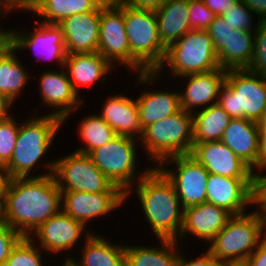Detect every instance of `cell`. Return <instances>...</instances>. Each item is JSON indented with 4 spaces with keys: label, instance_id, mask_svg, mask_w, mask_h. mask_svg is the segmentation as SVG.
Instances as JSON below:
<instances>
[{
    "label": "cell",
    "instance_id": "obj_14",
    "mask_svg": "<svg viewBox=\"0 0 266 266\" xmlns=\"http://www.w3.org/2000/svg\"><path fill=\"white\" fill-rule=\"evenodd\" d=\"M36 23H38V26L35 27L33 32H26L28 30L18 31L14 27L10 44L17 51L23 48H30L33 52L39 53L40 58L42 56V59L46 61H56L62 69L67 56L62 28L58 24L44 23L41 21H37Z\"/></svg>",
    "mask_w": 266,
    "mask_h": 266
},
{
    "label": "cell",
    "instance_id": "obj_49",
    "mask_svg": "<svg viewBox=\"0 0 266 266\" xmlns=\"http://www.w3.org/2000/svg\"><path fill=\"white\" fill-rule=\"evenodd\" d=\"M12 177L3 165H0V199H6L7 190Z\"/></svg>",
    "mask_w": 266,
    "mask_h": 266
},
{
    "label": "cell",
    "instance_id": "obj_25",
    "mask_svg": "<svg viewBox=\"0 0 266 266\" xmlns=\"http://www.w3.org/2000/svg\"><path fill=\"white\" fill-rule=\"evenodd\" d=\"M188 12L189 0H167L155 11L159 38L166 48L192 30Z\"/></svg>",
    "mask_w": 266,
    "mask_h": 266
},
{
    "label": "cell",
    "instance_id": "obj_39",
    "mask_svg": "<svg viewBox=\"0 0 266 266\" xmlns=\"http://www.w3.org/2000/svg\"><path fill=\"white\" fill-rule=\"evenodd\" d=\"M206 31L211 36L216 54L218 55L226 47L235 29L227 24L221 16H216Z\"/></svg>",
    "mask_w": 266,
    "mask_h": 266
},
{
    "label": "cell",
    "instance_id": "obj_51",
    "mask_svg": "<svg viewBox=\"0 0 266 266\" xmlns=\"http://www.w3.org/2000/svg\"><path fill=\"white\" fill-rule=\"evenodd\" d=\"M12 104L0 96V124L4 122L11 114L9 109H11Z\"/></svg>",
    "mask_w": 266,
    "mask_h": 266
},
{
    "label": "cell",
    "instance_id": "obj_32",
    "mask_svg": "<svg viewBox=\"0 0 266 266\" xmlns=\"http://www.w3.org/2000/svg\"><path fill=\"white\" fill-rule=\"evenodd\" d=\"M102 3L101 0H39L34 14L38 17L40 16V18L42 17L38 21L58 24L63 19L74 14L92 12Z\"/></svg>",
    "mask_w": 266,
    "mask_h": 266
},
{
    "label": "cell",
    "instance_id": "obj_10",
    "mask_svg": "<svg viewBox=\"0 0 266 266\" xmlns=\"http://www.w3.org/2000/svg\"><path fill=\"white\" fill-rule=\"evenodd\" d=\"M54 161L53 176L60 191L124 192L108 179L88 154L73 151Z\"/></svg>",
    "mask_w": 266,
    "mask_h": 266
},
{
    "label": "cell",
    "instance_id": "obj_54",
    "mask_svg": "<svg viewBox=\"0 0 266 266\" xmlns=\"http://www.w3.org/2000/svg\"><path fill=\"white\" fill-rule=\"evenodd\" d=\"M5 199H0V220H3Z\"/></svg>",
    "mask_w": 266,
    "mask_h": 266
},
{
    "label": "cell",
    "instance_id": "obj_12",
    "mask_svg": "<svg viewBox=\"0 0 266 266\" xmlns=\"http://www.w3.org/2000/svg\"><path fill=\"white\" fill-rule=\"evenodd\" d=\"M98 52L112 65L130 69V47L124 21V3L101 4ZM115 62V63H114Z\"/></svg>",
    "mask_w": 266,
    "mask_h": 266
},
{
    "label": "cell",
    "instance_id": "obj_24",
    "mask_svg": "<svg viewBox=\"0 0 266 266\" xmlns=\"http://www.w3.org/2000/svg\"><path fill=\"white\" fill-rule=\"evenodd\" d=\"M63 68L67 69L68 78L79 95V85L87 87L95 84L97 80L103 84L113 66L99 52H96L67 54Z\"/></svg>",
    "mask_w": 266,
    "mask_h": 266
},
{
    "label": "cell",
    "instance_id": "obj_29",
    "mask_svg": "<svg viewBox=\"0 0 266 266\" xmlns=\"http://www.w3.org/2000/svg\"><path fill=\"white\" fill-rule=\"evenodd\" d=\"M158 240L160 245L156 247L125 245V263L128 266H177L180 243L170 239Z\"/></svg>",
    "mask_w": 266,
    "mask_h": 266
},
{
    "label": "cell",
    "instance_id": "obj_16",
    "mask_svg": "<svg viewBox=\"0 0 266 266\" xmlns=\"http://www.w3.org/2000/svg\"><path fill=\"white\" fill-rule=\"evenodd\" d=\"M39 89L42 102L52 110L49 115L59 118L63 123L71 112L80 108L84 100L74 90L67 72L47 71L39 76Z\"/></svg>",
    "mask_w": 266,
    "mask_h": 266
},
{
    "label": "cell",
    "instance_id": "obj_22",
    "mask_svg": "<svg viewBox=\"0 0 266 266\" xmlns=\"http://www.w3.org/2000/svg\"><path fill=\"white\" fill-rule=\"evenodd\" d=\"M221 141L252 170L258 169L259 123L246 118H232Z\"/></svg>",
    "mask_w": 266,
    "mask_h": 266
},
{
    "label": "cell",
    "instance_id": "obj_13",
    "mask_svg": "<svg viewBox=\"0 0 266 266\" xmlns=\"http://www.w3.org/2000/svg\"><path fill=\"white\" fill-rule=\"evenodd\" d=\"M86 230V226L82 222L60 210L41 224L29 238L34 242L36 241L37 244L39 242L38 246L40 245L39 247L43 251L58 254L67 250L70 252L78 244L79 238L81 240L82 235L87 238L92 234V231Z\"/></svg>",
    "mask_w": 266,
    "mask_h": 266
},
{
    "label": "cell",
    "instance_id": "obj_18",
    "mask_svg": "<svg viewBox=\"0 0 266 266\" xmlns=\"http://www.w3.org/2000/svg\"><path fill=\"white\" fill-rule=\"evenodd\" d=\"M101 5L92 12L63 19L62 28L67 54L96 53L99 46Z\"/></svg>",
    "mask_w": 266,
    "mask_h": 266
},
{
    "label": "cell",
    "instance_id": "obj_48",
    "mask_svg": "<svg viewBox=\"0 0 266 266\" xmlns=\"http://www.w3.org/2000/svg\"><path fill=\"white\" fill-rule=\"evenodd\" d=\"M5 2L12 11L20 9L32 12V14L36 11L39 4V0H5Z\"/></svg>",
    "mask_w": 266,
    "mask_h": 266
},
{
    "label": "cell",
    "instance_id": "obj_34",
    "mask_svg": "<svg viewBox=\"0 0 266 266\" xmlns=\"http://www.w3.org/2000/svg\"><path fill=\"white\" fill-rule=\"evenodd\" d=\"M35 243L23 236L12 249L4 266H43V250Z\"/></svg>",
    "mask_w": 266,
    "mask_h": 266
},
{
    "label": "cell",
    "instance_id": "obj_6",
    "mask_svg": "<svg viewBox=\"0 0 266 266\" xmlns=\"http://www.w3.org/2000/svg\"><path fill=\"white\" fill-rule=\"evenodd\" d=\"M62 125L59 118L49 114L21 122L12 158L4 166L8 174L12 178L31 177L32 169L47 153Z\"/></svg>",
    "mask_w": 266,
    "mask_h": 266
},
{
    "label": "cell",
    "instance_id": "obj_5",
    "mask_svg": "<svg viewBox=\"0 0 266 266\" xmlns=\"http://www.w3.org/2000/svg\"><path fill=\"white\" fill-rule=\"evenodd\" d=\"M217 104L231 118L259 123L266 114V78L248 69L227 70Z\"/></svg>",
    "mask_w": 266,
    "mask_h": 266
},
{
    "label": "cell",
    "instance_id": "obj_23",
    "mask_svg": "<svg viewBox=\"0 0 266 266\" xmlns=\"http://www.w3.org/2000/svg\"><path fill=\"white\" fill-rule=\"evenodd\" d=\"M102 119L117 135L141 139L143 130L140 125L136 100L125 95L109 96L102 102Z\"/></svg>",
    "mask_w": 266,
    "mask_h": 266
},
{
    "label": "cell",
    "instance_id": "obj_17",
    "mask_svg": "<svg viewBox=\"0 0 266 266\" xmlns=\"http://www.w3.org/2000/svg\"><path fill=\"white\" fill-rule=\"evenodd\" d=\"M189 155L211 174L252 178L253 170L222 141L193 143Z\"/></svg>",
    "mask_w": 266,
    "mask_h": 266
},
{
    "label": "cell",
    "instance_id": "obj_21",
    "mask_svg": "<svg viewBox=\"0 0 266 266\" xmlns=\"http://www.w3.org/2000/svg\"><path fill=\"white\" fill-rule=\"evenodd\" d=\"M226 73V70L218 68L208 72L181 76L179 79L186 78L185 80H188L184 92L180 91L181 109L193 113L196 111L194 110L196 107L201 109L202 106L207 108L216 104L220 88L225 82Z\"/></svg>",
    "mask_w": 266,
    "mask_h": 266
},
{
    "label": "cell",
    "instance_id": "obj_43",
    "mask_svg": "<svg viewBox=\"0 0 266 266\" xmlns=\"http://www.w3.org/2000/svg\"><path fill=\"white\" fill-rule=\"evenodd\" d=\"M266 170V121L259 122L258 171Z\"/></svg>",
    "mask_w": 266,
    "mask_h": 266
},
{
    "label": "cell",
    "instance_id": "obj_26",
    "mask_svg": "<svg viewBox=\"0 0 266 266\" xmlns=\"http://www.w3.org/2000/svg\"><path fill=\"white\" fill-rule=\"evenodd\" d=\"M136 104L142 130L148 125L181 110L180 92L148 90L137 97Z\"/></svg>",
    "mask_w": 266,
    "mask_h": 266
},
{
    "label": "cell",
    "instance_id": "obj_33",
    "mask_svg": "<svg viewBox=\"0 0 266 266\" xmlns=\"http://www.w3.org/2000/svg\"><path fill=\"white\" fill-rule=\"evenodd\" d=\"M78 127L79 138L86 146H81L76 151L84 154H89L92 150L112 141L117 136L99 114H88L80 121Z\"/></svg>",
    "mask_w": 266,
    "mask_h": 266
},
{
    "label": "cell",
    "instance_id": "obj_50",
    "mask_svg": "<svg viewBox=\"0 0 266 266\" xmlns=\"http://www.w3.org/2000/svg\"><path fill=\"white\" fill-rule=\"evenodd\" d=\"M2 10L5 12H2ZM11 12V9L8 7V5L6 4L5 0H0V16L1 13H4L5 15L6 12ZM0 21H1V17H0ZM2 28L0 27V36L4 37L8 42H10L12 34H13V29H9V30H1Z\"/></svg>",
    "mask_w": 266,
    "mask_h": 266
},
{
    "label": "cell",
    "instance_id": "obj_27",
    "mask_svg": "<svg viewBox=\"0 0 266 266\" xmlns=\"http://www.w3.org/2000/svg\"><path fill=\"white\" fill-rule=\"evenodd\" d=\"M83 254L80 262L74 258H67L75 266H124L125 265V245L113 244L92 232L84 238ZM77 261V262H76Z\"/></svg>",
    "mask_w": 266,
    "mask_h": 266
},
{
    "label": "cell",
    "instance_id": "obj_57",
    "mask_svg": "<svg viewBox=\"0 0 266 266\" xmlns=\"http://www.w3.org/2000/svg\"><path fill=\"white\" fill-rule=\"evenodd\" d=\"M63 266H75L70 260H65Z\"/></svg>",
    "mask_w": 266,
    "mask_h": 266
},
{
    "label": "cell",
    "instance_id": "obj_31",
    "mask_svg": "<svg viewBox=\"0 0 266 266\" xmlns=\"http://www.w3.org/2000/svg\"><path fill=\"white\" fill-rule=\"evenodd\" d=\"M255 31L235 30L226 47L217 55L221 69H248L254 51Z\"/></svg>",
    "mask_w": 266,
    "mask_h": 266
},
{
    "label": "cell",
    "instance_id": "obj_1",
    "mask_svg": "<svg viewBox=\"0 0 266 266\" xmlns=\"http://www.w3.org/2000/svg\"><path fill=\"white\" fill-rule=\"evenodd\" d=\"M44 165L48 172L12 178L7 190L3 220L22 236H31L61 210V191L53 176L55 161Z\"/></svg>",
    "mask_w": 266,
    "mask_h": 266
},
{
    "label": "cell",
    "instance_id": "obj_38",
    "mask_svg": "<svg viewBox=\"0 0 266 266\" xmlns=\"http://www.w3.org/2000/svg\"><path fill=\"white\" fill-rule=\"evenodd\" d=\"M188 16L192 30H206L216 17L202 0H189Z\"/></svg>",
    "mask_w": 266,
    "mask_h": 266
},
{
    "label": "cell",
    "instance_id": "obj_55",
    "mask_svg": "<svg viewBox=\"0 0 266 266\" xmlns=\"http://www.w3.org/2000/svg\"><path fill=\"white\" fill-rule=\"evenodd\" d=\"M105 4L124 3L126 0H101Z\"/></svg>",
    "mask_w": 266,
    "mask_h": 266
},
{
    "label": "cell",
    "instance_id": "obj_11",
    "mask_svg": "<svg viewBox=\"0 0 266 266\" xmlns=\"http://www.w3.org/2000/svg\"><path fill=\"white\" fill-rule=\"evenodd\" d=\"M169 163L175 164V169L170 170L169 166L164 165ZM156 167L173 184L182 208L186 209L206 202L207 180L210 173L192 156H173Z\"/></svg>",
    "mask_w": 266,
    "mask_h": 266
},
{
    "label": "cell",
    "instance_id": "obj_44",
    "mask_svg": "<svg viewBox=\"0 0 266 266\" xmlns=\"http://www.w3.org/2000/svg\"><path fill=\"white\" fill-rule=\"evenodd\" d=\"M166 2L167 0H126L124 3L136 9L156 11Z\"/></svg>",
    "mask_w": 266,
    "mask_h": 266
},
{
    "label": "cell",
    "instance_id": "obj_9",
    "mask_svg": "<svg viewBox=\"0 0 266 266\" xmlns=\"http://www.w3.org/2000/svg\"><path fill=\"white\" fill-rule=\"evenodd\" d=\"M136 142L138 141L135 138L117 135L112 141L88 154L108 179L126 193V198L130 197L132 185L151 169H143L142 173L137 174Z\"/></svg>",
    "mask_w": 266,
    "mask_h": 266
},
{
    "label": "cell",
    "instance_id": "obj_2",
    "mask_svg": "<svg viewBox=\"0 0 266 266\" xmlns=\"http://www.w3.org/2000/svg\"><path fill=\"white\" fill-rule=\"evenodd\" d=\"M133 188H136L141 210L155 237L177 240L183 225L184 208L173 184L155 165Z\"/></svg>",
    "mask_w": 266,
    "mask_h": 266
},
{
    "label": "cell",
    "instance_id": "obj_15",
    "mask_svg": "<svg viewBox=\"0 0 266 266\" xmlns=\"http://www.w3.org/2000/svg\"><path fill=\"white\" fill-rule=\"evenodd\" d=\"M127 200L125 192L85 193L61 191V210L73 219L87 223L94 217H105Z\"/></svg>",
    "mask_w": 266,
    "mask_h": 266
},
{
    "label": "cell",
    "instance_id": "obj_7",
    "mask_svg": "<svg viewBox=\"0 0 266 266\" xmlns=\"http://www.w3.org/2000/svg\"><path fill=\"white\" fill-rule=\"evenodd\" d=\"M140 141L157 166L167 158L189 155L193 146V113L181 109L148 125Z\"/></svg>",
    "mask_w": 266,
    "mask_h": 266
},
{
    "label": "cell",
    "instance_id": "obj_56",
    "mask_svg": "<svg viewBox=\"0 0 266 266\" xmlns=\"http://www.w3.org/2000/svg\"><path fill=\"white\" fill-rule=\"evenodd\" d=\"M7 43L8 41L4 37L0 36V51Z\"/></svg>",
    "mask_w": 266,
    "mask_h": 266
},
{
    "label": "cell",
    "instance_id": "obj_19",
    "mask_svg": "<svg viewBox=\"0 0 266 266\" xmlns=\"http://www.w3.org/2000/svg\"><path fill=\"white\" fill-rule=\"evenodd\" d=\"M251 179L229 178L210 173L206 202L223 208L232 215L247 213L245 208L251 205Z\"/></svg>",
    "mask_w": 266,
    "mask_h": 266
},
{
    "label": "cell",
    "instance_id": "obj_20",
    "mask_svg": "<svg viewBox=\"0 0 266 266\" xmlns=\"http://www.w3.org/2000/svg\"><path fill=\"white\" fill-rule=\"evenodd\" d=\"M232 216L227 210L207 202L186 208L177 241L181 242L185 233H188L197 237V240L211 242Z\"/></svg>",
    "mask_w": 266,
    "mask_h": 266
},
{
    "label": "cell",
    "instance_id": "obj_40",
    "mask_svg": "<svg viewBox=\"0 0 266 266\" xmlns=\"http://www.w3.org/2000/svg\"><path fill=\"white\" fill-rule=\"evenodd\" d=\"M23 236L0 220V266H4L14 246Z\"/></svg>",
    "mask_w": 266,
    "mask_h": 266
},
{
    "label": "cell",
    "instance_id": "obj_28",
    "mask_svg": "<svg viewBox=\"0 0 266 266\" xmlns=\"http://www.w3.org/2000/svg\"><path fill=\"white\" fill-rule=\"evenodd\" d=\"M17 50L8 42L0 51V96L12 105L28 83V69L16 55Z\"/></svg>",
    "mask_w": 266,
    "mask_h": 266
},
{
    "label": "cell",
    "instance_id": "obj_4",
    "mask_svg": "<svg viewBox=\"0 0 266 266\" xmlns=\"http://www.w3.org/2000/svg\"><path fill=\"white\" fill-rule=\"evenodd\" d=\"M124 21L130 47V70L157 71L167 48L159 38L155 11L136 9L124 3Z\"/></svg>",
    "mask_w": 266,
    "mask_h": 266
},
{
    "label": "cell",
    "instance_id": "obj_30",
    "mask_svg": "<svg viewBox=\"0 0 266 266\" xmlns=\"http://www.w3.org/2000/svg\"><path fill=\"white\" fill-rule=\"evenodd\" d=\"M231 120L217 103L193 112V143L221 141Z\"/></svg>",
    "mask_w": 266,
    "mask_h": 266
},
{
    "label": "cell",
    "instance_id": "obj_8",
    "mask_svg": "<svg viewBox=\"0 0 266 266\" xmlns=\"http://www.w3.org/2000/svg\"><path fill=\"white\" fill-rule=\"evenodd\" d=\"M264 239L259 215L243 213L229 219L207 250L218 262L246 260Z\"/></svg>",
    "mask_w": 266,
    "mask_h": 266
},
{
    "label": "cell",
    "instance_id": "obj_46",
    "mask_svg": "<svg viewBox=\"0 0 266 266\" xmlns=\"http://www.w3.org/2000/svg\"><path fill=\"white\" fill-rule=\"evenodd\" d=\"M203 3L216 15L220 16L225 10L235 6L238 0H202Z\"/></svg>",
    "mask_w": 266,
    "mask_h": 266
},
{
    "label": "cell",
    "instance_id": "obj_3",
    "mask_svg": "<svg viewBox=\"0 0 266 266\" xmlns=\"http://www.w3.org/2000/svg\"><path fill=\"white\" fill-rule=\"evenodd\" d=\"M164 67L170 69V75L177 77L203 73L220 68L213 40L206 30H191L185 33L166 51V56L157 71L137 74L136 84H153L160 79ZM157 80V81H156Z\"/></svg>",
    "mask_w": 266,
    "mask_h": 266
},
{
    "label": "cell",
    "instance_id": "obj_47",
    "mask_svg": "<svg viewBox=\"0 0 266 266\" xmlns=\"http://www.w3.org/2000/svg\"><path fill=\"white\" fill-rule=\"evenodd\" d=\"M249 266H266V239L246 259Z\"/></svg>",
    "mask_w": 266,
    "mask_h": 266
},
{
    "label": "cell",
    "instance_id": "obj_45",
    "mask_svg": "<svg viewBox=\"0 0 266 266\" xmlns=\"http://www.w3.org/2000/svg\"><path fill=\"white\" fill-rule=\"evenodd\" d=\"M260 22H266V0H241Z\"/></svg>",
    "mask_w": 266,
    "mask_h": 266
},
{
    "label": "cell",
    "instance_id": "obj_35",
    "mask_svg": "<svg viewBox=\"0 0 266 266\" xmlns=\"http://www.w3.org/2000/svg\"><path fill=\"white\" fill-rule=\"evenodd\" d=\"M19 128L13 114L0 124V165L5 166L11 160Z\"/></svg>",
    "mask_w": 266,
    "mask_h": 266
},
{
    "label": "cell",
    "instance_id": "obj_41",
    "mask_svg": "<svg viewBox=\"0 0 266 266\" xmlns=\"http://www.w3.org/2000/svg\"><path fill=\"white\" fill-rule=\"evenodd\" d=\"M252 204L257 205L256 210L253 211L256 213L266 206V175H261V173L258 174V169L257 172H255V170L252 171L251 205Z\"/></svg>",
    "mask_w": 266,
    "mask_h": 266
},
{
    "label": "cell",
    "instance_id": "obj_37",
    "mask_svg": "<svg viewBox=\"0 0 266 266\" xmlns=\"http://www.w3.org/2000/svg\"><path fill=\"white\" fill-rule=\"evenodd\" d=\"M248 70L266 78V22H260L255 31L254 51Z\"/></svg>",
    "mask_w": 266,
    "mask_h": 266
},
{
    "label": "cell",
    "instance_id": "obj_52",
    "mask_svg": "<svg viewBox=\"0 0 266 266\" xmlns=\"http://www.w3.org/2000/svg\"><path fill=\"white\" fill-rule=\"evenodd\" d=\"M218 266H249L247 260H231L218 262Z\"/></svg>",
    "mask_w": 266,
    "mask_h": 266
},
{
    "label": "cell",
    "instance_id": "obj_42",
    "mask_svg": "<svg viewBox=\"0 0 266 266\" xmlns=\"http://www.w3.org/2000/svg\"><path fill=\"white\" fill-rule=\"evenodd\" d=\"M181 253L182 252H180L177 266H218V261L211 255L208 250L201 253L200 257H197L193 260L187 259Z\"/></svg>",
    "mask_w": 266,
    "mask_h": 266
},
{
    "label": "cell",
    "instance_id": "obj_36",
    "mask_svg": "<svg viewBox=\"0 0 266 266\" xmlns=\"http://www.w3.org/2000/svg\"><path fill=\"white\" fill-rule=\"evenodd\" d=\"M252 13L241 0H238L235 6L225 10L220 16L235 30L256 31L260 21L254 26L252 19L255 14Z\"/></svg>",
    "mask_w": 266,
    "mask_h": 266
},
{
    "label": "cell",
    "instance_id": "obj_53",
    "mask_svg": "<svg viewBox=\"0 0 266 266\" xmlns=\"http://www.w3.org/2000/svg\"><path fill=\"white\" fill-rule=\"evenodd\" d=\"M257 214L261 221L262 233L266 239V206H264Z\"/></svg>",
    "mask_w": 266,
    "mask_h": 266
}]
</instances>
